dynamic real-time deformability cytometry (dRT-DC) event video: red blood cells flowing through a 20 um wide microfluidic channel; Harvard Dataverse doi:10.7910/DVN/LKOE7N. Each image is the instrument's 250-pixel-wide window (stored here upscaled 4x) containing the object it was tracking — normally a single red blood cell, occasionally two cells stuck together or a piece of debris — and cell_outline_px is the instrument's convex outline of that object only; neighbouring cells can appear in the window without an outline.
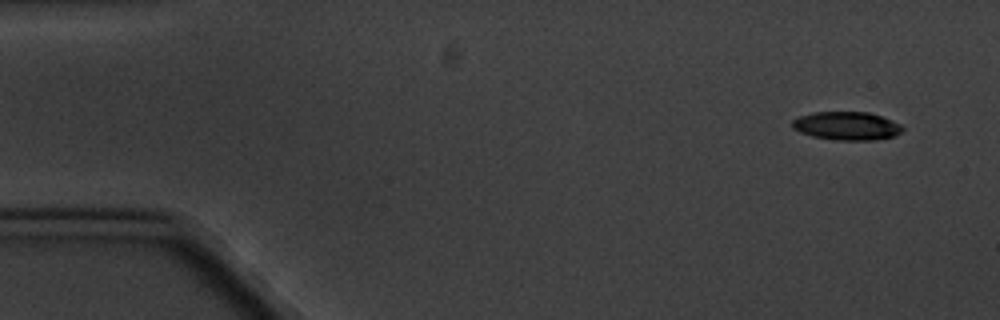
{"species": "common noctule bat (a hibernating species)", "species_latin": "Nyctalus noctula", "temperature_condition": "cold", "stored_images_in_passage": 6, "camera_frame_rate_fps": 3000, "um_per_image_px": 0.085, "animal": {"sex": "male", "body_mass_g": 20.1, "forearm_length_mm": 53.5}, "frame": {"image": 1, "passage_image": 1, "time_ms": 0.0, "image_size_px": [1000, 320], "cell_outline_px": [[904, 128], [896, 136], [872, 140], [836, 140], [812, 136], [800, 132], [792, 128], [792, 120], [800, 116], [816, 112], [868, 112], [892, 120], [900, 124]], "centroid_in_image_um": [71.97, 10.7], "position_along_channel_um": 13.0, "area_um2": 18.15}}
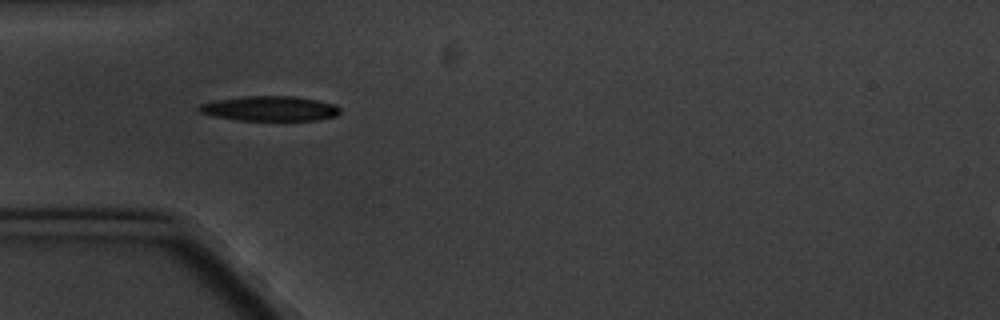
{"frame": {"image": 2, "passage_image": 5, "time_ms": 4.667, "image_size_px": [1000, 320], "cell_outline_px": [[340, 112], [336, 116], [316, 120], [236, 120], [216, 116], [200, 112], [196, 108], [200, 104], [216, 100], [244, 96], [292, 96], [316, 100], [336, 104], [340, 108]], "centroid_in_image_um": [22.95, 9.22], "position_along_channel_um": 62.1, "area_um2": 20.35}}